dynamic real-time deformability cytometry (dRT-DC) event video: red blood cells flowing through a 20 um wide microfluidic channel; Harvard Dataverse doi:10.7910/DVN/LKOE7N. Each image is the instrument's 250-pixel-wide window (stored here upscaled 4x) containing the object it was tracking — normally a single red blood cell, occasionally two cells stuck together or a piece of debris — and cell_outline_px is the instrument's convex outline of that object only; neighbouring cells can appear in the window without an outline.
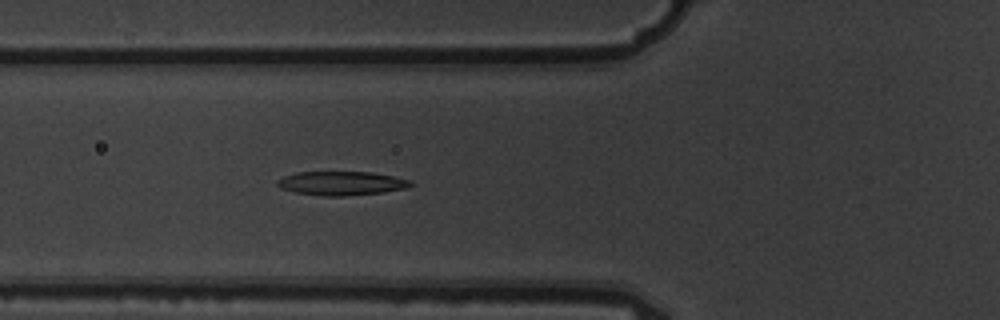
{"species": "common noctule bat (a hibernating species)", "species_latin": "Nyctalus noctula", "temperature_condition": "warm", "stored_images_in_passage": 4, "camera_frame_rate_fps": 3000, "um_per_image_px": 0.085, "animal": {"sex": "male", "body_mass_g": 19.5, "forearm_length_mm": 54.6}, "frame": {"image": 1, "passage_image": 4, "time_ms": 1.0, "image_size_px": [1000, 320], "cell_outline_px": [[412, 184], [404, 188], [380, 192], [344, 196], [320, 196], [296, 192], [280, 188], [276, 184], [276, 180], [284, 176], [300, 172], [372, 172], [412, 180]], "centroid_in_image_um": [28.98, 15.57], "position_along_channel_um": 96.8, "area_um2": 18.38}}